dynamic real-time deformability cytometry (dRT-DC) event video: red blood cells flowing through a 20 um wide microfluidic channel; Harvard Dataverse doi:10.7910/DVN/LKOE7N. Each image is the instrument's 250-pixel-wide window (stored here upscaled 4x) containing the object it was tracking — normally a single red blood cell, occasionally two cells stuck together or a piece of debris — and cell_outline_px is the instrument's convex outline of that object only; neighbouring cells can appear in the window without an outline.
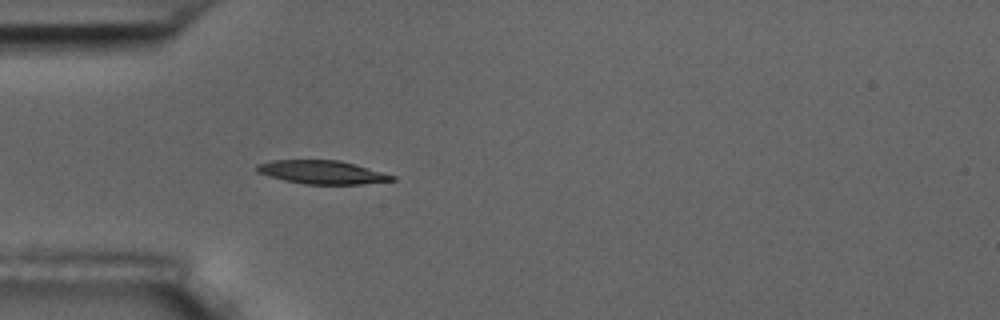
{"species": "common noctule bat (a hibernating species)", "species_latin": "Nyctalus noctula", "temperature_condition": "room temperature", "stored_images_in_passage": 2, "camera_frame_rate_fps": 3000, "um_per_image_px": 0.085, "animal": {"sex": "male", "body_mass_g": 17.5, "forearm_length_mm": 52.3}, "frame": {"image": 1, "passage_image": 2, "time_ms": 2.0, "image_size_px": [1000, 320], "cell_outline_px": [[396, 180], [364, 184], [304, 184], [284, 180], [268, 176], [256, 172], [256, 164], [272, 160], [340, 160], [396, 176]], "centroid_in_image_um": [27.35, 14.64], "position_along_channel_um": 57.6, "area_um2": 18.5}}